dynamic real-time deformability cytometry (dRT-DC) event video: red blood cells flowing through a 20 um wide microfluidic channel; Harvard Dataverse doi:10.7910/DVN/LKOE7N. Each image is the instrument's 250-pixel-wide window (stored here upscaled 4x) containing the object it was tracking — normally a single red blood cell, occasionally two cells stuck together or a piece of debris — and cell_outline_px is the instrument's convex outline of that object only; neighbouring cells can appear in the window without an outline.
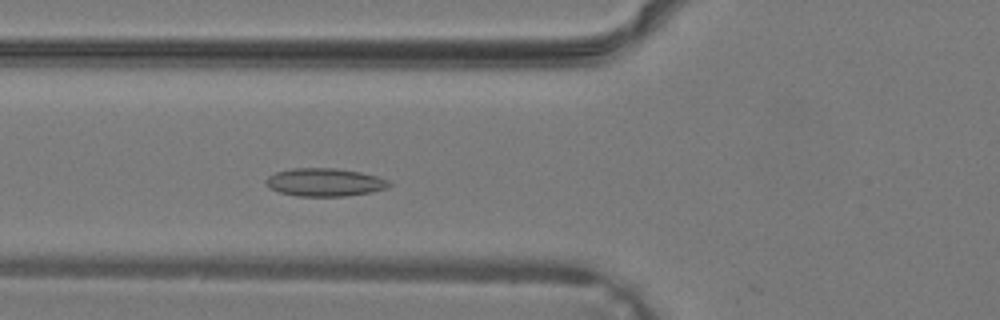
{"species": "common noctule bat (a hibernating species)", "species_latin": "Nyctalus noctula", "temperature_condition": "warm", "stored_images_in_passage": 18, "camera_frame_rate_fps": 3000, "um_per_image_px": 0.085, "animal": {"sex": "male", "body_mass_g": 19.2, "forearm_length_mm": 51.8}, "frame": {"image": 1, "passage_image": 10, "time_ms": 3.0, "image_size_px": [1000, 320], "cell_outline_px": [[392, 184], [388, 188], [372, 192], [348, 196], [296, 196], [280, 192], [272, 188], [264, 180], [268, 176], [276, 172], [292, 168], [340, 168], [360, 172], [376, 176], [388, 180]], "centroid_in_image_um": [27.64, 15.49], "position_along_channel_um": 98.2, "area_um2": 20.17}}
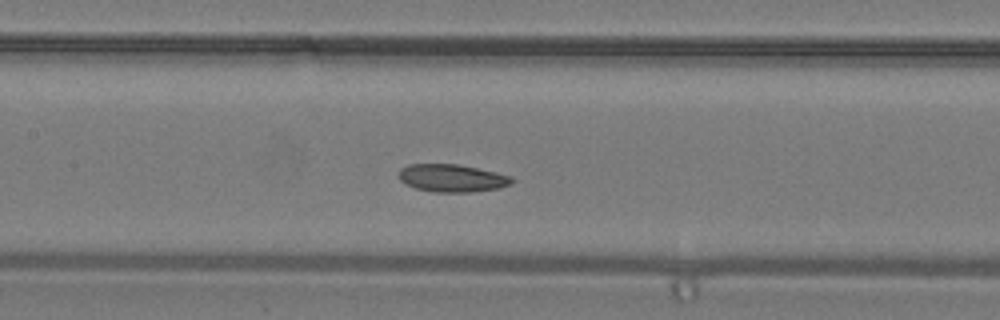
{"frame": {"image": 2, "passage_image": 14, "time_ms": 4.333, "image_size_px": [1000, 320], "cell_outline_px": [[516, 180], [512, 184], [496, 188], [472, 192], [432, 192], [416, 188], [404, 184], [396, 176], [400, 168], [408, 164], [456, 164], [496, 172], [512, 176]], "centroid_in_image_um": [38.39, 15.14], "position_along_channel_um": 169.0, "area_um2": 18.44}}
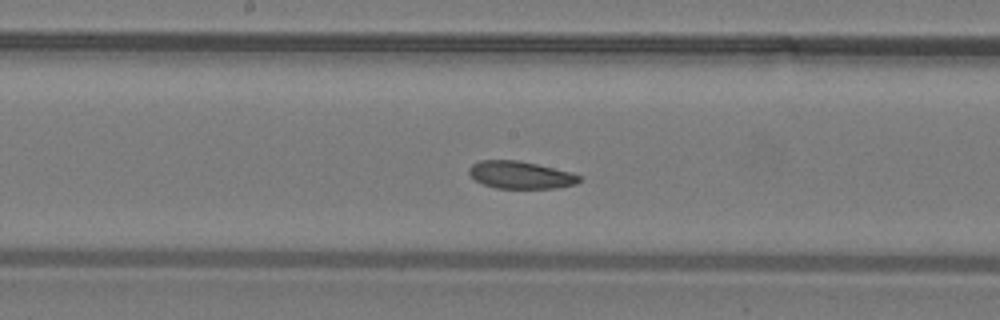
{"frame": {"image": 3, "passage_image": 16, "time_ms": 5.0, "image_size_px": [1000, 320], "cell_outline_px": [[584, 180], [576, 184], [556, 188], [496, 188], [484, 184], [476, 180], [468, 172], [468, 168], [472, 164], [480, 160], [520, 160], [572, 172], [584, 176]], "centroid_in_image_um": [44.31, 14.86], "position_along_channel_um": 203.9, "area_um2": 17.86}}